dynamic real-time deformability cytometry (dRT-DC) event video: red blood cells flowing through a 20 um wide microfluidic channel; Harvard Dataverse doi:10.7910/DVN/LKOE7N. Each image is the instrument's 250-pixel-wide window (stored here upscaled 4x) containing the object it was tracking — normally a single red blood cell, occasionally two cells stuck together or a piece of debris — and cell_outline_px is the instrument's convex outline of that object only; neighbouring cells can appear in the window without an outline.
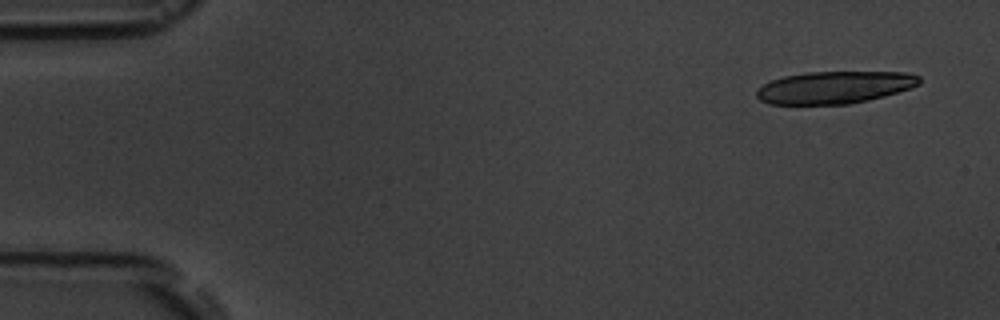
{"species": "common noctule bat (a hibernating species)", "species_latin": "Nyctalus noctula", "temperature_condition": "room temperature", "stored_images_in_passage": 4, "camera_frame_rate_fps": 3000, "um_per_image_px": 0.085, "animal": {"sex": "male", "body_mass_g": 19.5, "forearm_length_mm": 54.6}, "frame": {"image": 1, "passage_image": 1, "time_ms": 0.0, "image_size_px": [1000, 320], "cell_outline_px": [[920, 84], [912, 88], [884, 96], [868, 100], [848, 104], [768, 104], [760, 100], [756, 96], [756, 88], [772, 80], [784, 76], [808, 72], [904, 72], [920, 76]], "centroid_in_image_um": [70.93, 7.43], "position_along_channel_um": 14.1, "area_um2": 30.69}}